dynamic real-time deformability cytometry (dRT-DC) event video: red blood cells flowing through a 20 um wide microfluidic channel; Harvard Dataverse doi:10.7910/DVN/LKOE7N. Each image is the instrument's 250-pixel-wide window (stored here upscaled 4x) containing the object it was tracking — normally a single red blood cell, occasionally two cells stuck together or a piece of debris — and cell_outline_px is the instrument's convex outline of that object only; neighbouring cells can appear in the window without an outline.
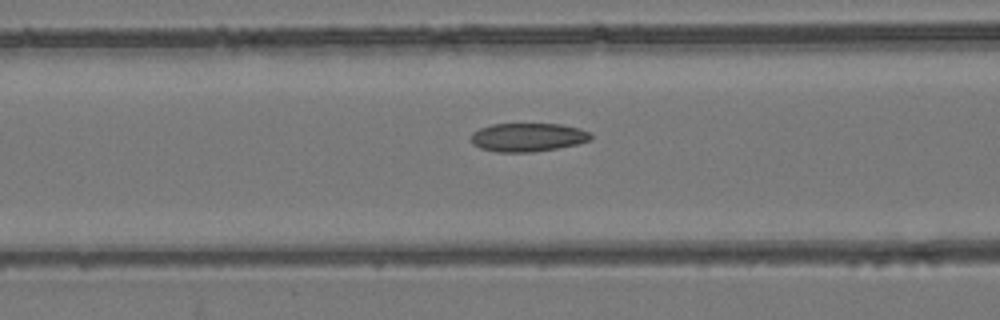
{"species": "common noctule bat (a hibernating species)", "species_latin": "Nyctalus noctula", "temperature_condition": "room temperature", "stored_images_in_passage": 13, "camera_frame_rate_fps": 3000, "um_per_image_px": 0.085, "animal": {"sex": "female", "body_mass_g": 24.6, "forearm_length_mm": 56.2}, "frame": {"image": 1, "passage_image": 11, "time_ms": 3.333, "image_size_px": [1000, 320], "cell_outline_px": [[592, 140], [576, 144], [556, 148], [532, 152], [496, 152], [480, 148], [472, 144], [472, 132], [480, 128], [492, 124], [560, 124], [580, 128], [588, 132], [592, 136]], "centroid_in_image_um": [44.85, 11.67], "position_along_channel_um": 121.7, "area_um2": 19.88}}